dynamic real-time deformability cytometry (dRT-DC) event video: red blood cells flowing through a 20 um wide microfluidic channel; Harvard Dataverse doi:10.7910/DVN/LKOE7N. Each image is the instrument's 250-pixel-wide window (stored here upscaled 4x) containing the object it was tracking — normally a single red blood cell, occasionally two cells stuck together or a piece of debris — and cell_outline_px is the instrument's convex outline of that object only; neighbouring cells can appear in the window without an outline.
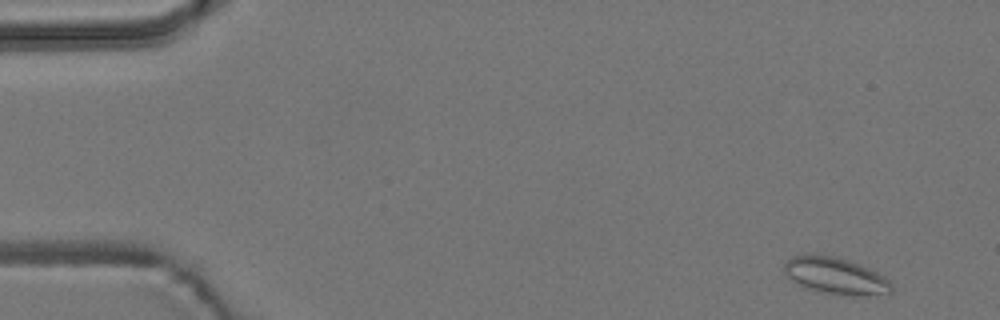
{"species": "common noctule bat (a hibernating species)", "species_latin": "Nyctalus noctula", "temperature_condition": "room temperature", "stored_images_in_passage": 2, "camera_frame_rate_fps": 3000, "um_per_image_px": 0.085, "animal": {"sex": "male", "body_mass_g": 19.2, "forearm_length_mm": 51.8}, "frame": {"image": 1, "passage_image": 1, "time_ms": 0.0, "image_size_px": [1000, 320], "cell_outline_px": [[892, 292], [860, 296], [856, 296], [820, 292], [804, 288], [796, 284], [784, 272], [784, 264], [792, 256], [808, 252], [832, 256], [848, 260], [860, 264], [884, 276], [892, 284]], "centroid_in_image_um": [70.97, 23.43], "position_along_channel_um": 14.0, "area_um2": 23.18}}